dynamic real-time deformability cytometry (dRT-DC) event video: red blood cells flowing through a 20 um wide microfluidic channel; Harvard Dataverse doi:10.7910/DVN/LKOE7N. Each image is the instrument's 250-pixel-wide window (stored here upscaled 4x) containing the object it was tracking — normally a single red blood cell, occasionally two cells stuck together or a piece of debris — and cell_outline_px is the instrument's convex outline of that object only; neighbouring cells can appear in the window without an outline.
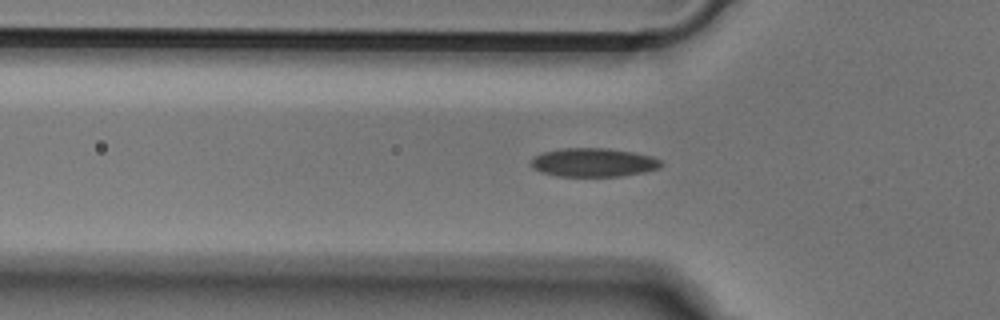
{"species": "Egyptian fruit bat (a non-hibernating species)", "species_latin": "Rousettus aegyptiacus", "temperature_condition": "cold", "stored_images_in_passage": 37, "camera_frame_rate_fps": 3000, "um_per_image_px": 0.085, "animal": {"sex": "male"}, "frame": {"image": 1, "passage_image": 6, "time_ms": 1.667, "image_size_px": [1000, 320], "cell_outline_px": [[664, 164], [660, 168], [644, 172], [620, 176], [560, 176], [540, 172], [532, 168], [532, 156], [544, 152], [564, 148], [608, 148], [632, 152], [652, 156], [660, 160]], "centroid_in_image_um": [50.46, 13.81], "position_along_channel_um": 75.3, "area_um2": 21.73}}
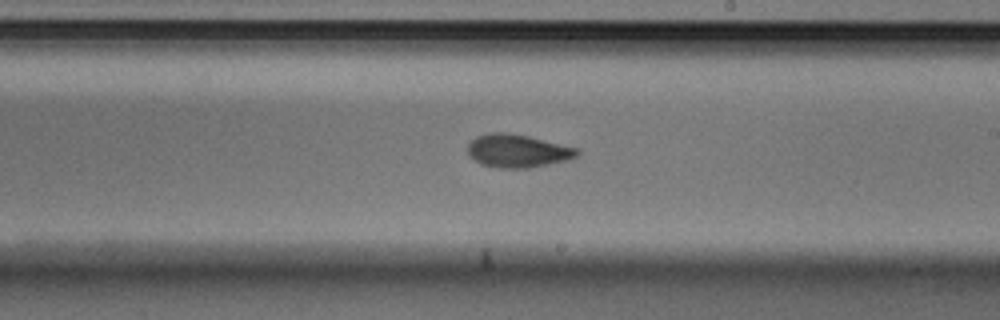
{"frame": {"image": 2, "passage_image": 19, "time_ms": 6.0, "image_size_px": [1000, 320], "cell_outline_px": [[580, 152], [576, 156], [568, 160], [528, 168], [500, 168], [480, 164], [468, 156], [468, 144], [476, 136], [492, 132], [508, 132], [528, 136], [580, 148]], "centroid_in_image_um": [44.0, 12.82], "position_along_channel_um": 245.0, "area_um2": 21.27}}
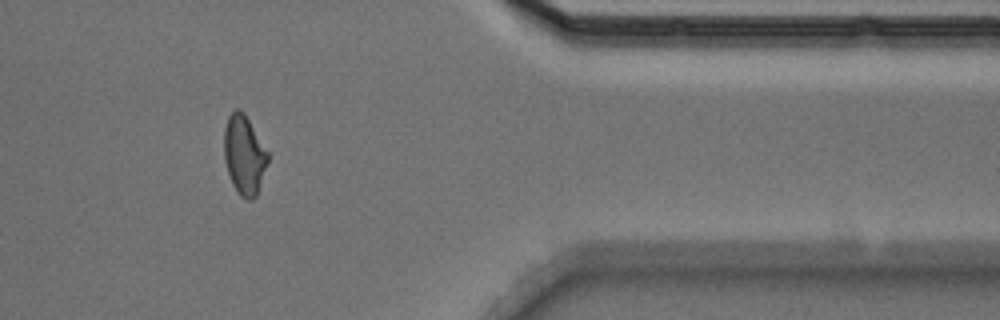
{"frame": {"image": 3, "passage_image": 32, "time_ms": 10.333, "image_size_px": [1000, 320], "cell_outline_px": [[268, 160], [256, 196], [252, 200], [248, 200], [240, 196], [236, 192], [232, 184], [224, 160], [224, 128], [228, 116], [236, 108], [240, 108], [244, 112], [268, 152]], "centroid_in_image_um": [20.73, 13.16], "position_along_channel_um": 390.7, "area_um2": 20.17}}